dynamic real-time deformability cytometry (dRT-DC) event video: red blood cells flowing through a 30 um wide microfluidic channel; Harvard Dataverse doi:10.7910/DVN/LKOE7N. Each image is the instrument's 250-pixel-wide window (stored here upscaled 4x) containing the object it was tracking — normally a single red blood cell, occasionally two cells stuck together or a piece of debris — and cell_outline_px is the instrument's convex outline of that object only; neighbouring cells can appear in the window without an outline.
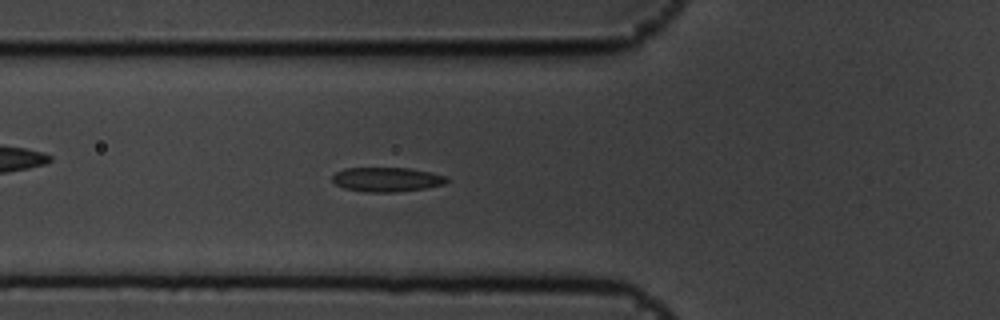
{"species": "common noctule bat (a hibernating species)", "species_latin": "Nyctalus noctula", "temperature_condition": "cold", "stored_images_in_passage": 56, "camera_frame_rate_fps": 3000, "um_per_image_px": 0.085, "animal": {"sex": "male", "body_mass_g": 19.5, "forearm_length_mm": 54.6}, "frame": {"image": 1, "passage_image": 20, "time_ms": 6.333, "image_size_px": [1000, 320], "cell_outline_px": [[448, 180], [444, 184], [428, 188], [396, 192], [364, 192], [344, 188], [336, 184], [332, 180], [332, 176], [336, 172], [344, 168], [408, 168], [432, 172], [448, 176]], "centroid_in_image_um": [32.9, 15.26], "position_along_channel_um": 92.9, "area_um2": 16.42}}
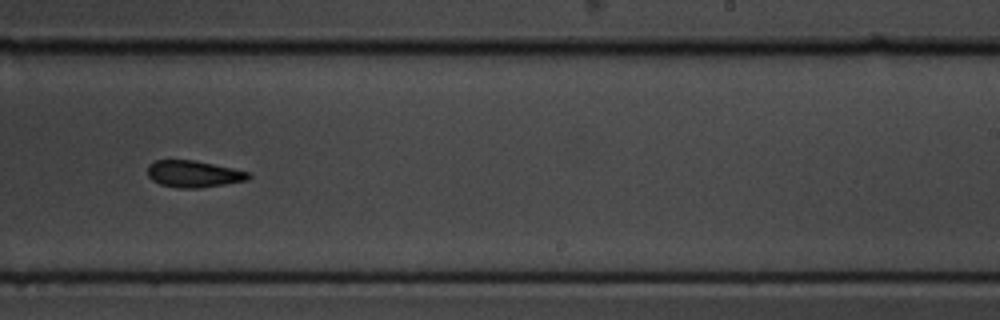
{"frame": {"image": 2, "passage_image": 35, "time_ms": 11.333, "image_size_px": [1000, 320], "cell_outline_px": [[252, 176], [248, 180], [200, 188], [176, 188], [160, 184], [152, 180], [148, 176], [148, 164], [156, 160], [192, 160], [232, 168], [248, 172]], "centroid_in_image_um": [16.44, 14.79], "position_along_channel_um": 272.6, "area_um2": 15.66}}
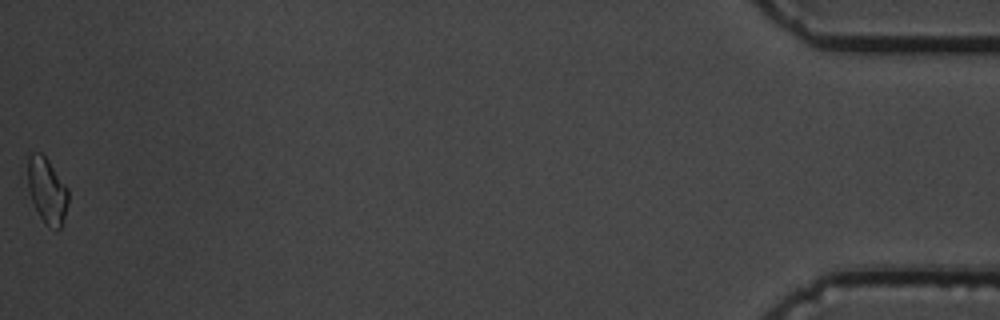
{"frame": {"image": 3, "passage_image": 56, "time_ms": 18.333, "image_size_px": [1000, 320], "cell_outline_px": [[68, 204], [60, 228], [56, 232], [48, 228], [44, 224], [28, 192], [28, 156], [32, 152], [40, 152], [48, 160], [68, 188]], "centroid_in_image_um": [4.0, 16.23], "position_along_channel_um": 431.2, "area_um2": 15.61}, "authors_computed_cell_mechanics": {"area_um2": 16.1262, "velocity_mm_per_s": 3.5914, "shape_relaxation_time_tau1_ms": 9.7276, "shape_relaxation_time_tau2_ms": 5.8305, "deformation_change_tau1": 0.1677, "deformation_change_tau2": 0.1121}}